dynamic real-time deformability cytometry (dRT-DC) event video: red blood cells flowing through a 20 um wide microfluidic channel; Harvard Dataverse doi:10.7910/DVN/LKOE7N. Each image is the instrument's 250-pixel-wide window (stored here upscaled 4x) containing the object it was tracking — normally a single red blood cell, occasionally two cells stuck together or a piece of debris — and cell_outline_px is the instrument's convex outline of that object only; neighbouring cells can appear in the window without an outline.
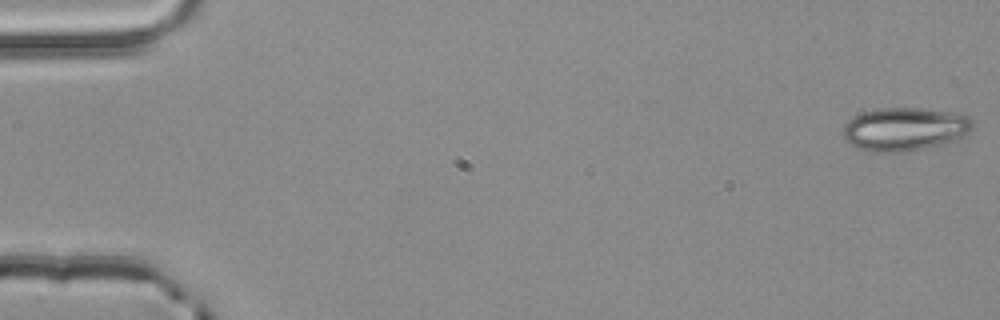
{"species": "common noctule bat (a hibernating species)", "species_latin": "Nyctalus noctula", "temperature_condition": "room temperature", "stored_images_in_passage": 4, "camera_frame_rate_fps": 3000, "um_per_image_px": 0.085, "animal": {"sex": "male", "body_mass_g": 20.4}, "frame": {"image": 1, "passage_image": 1, "time_ms": 0.0, "image_size_px": [1000, 320], "cell_outline_px": [[972, 128], [968, 136], [948, 144], [924, 148], [896, 152], [872, 152], [860, 148], [844, 140], [844, 124], [852, 116], [876, 108], [920, 108], [948, 112], [968, 116], [972, 120]], "centroid_in_image_um": [76.93, 10.98], "position_along_channel_um": 8.1, "area_um2": 32.89}}